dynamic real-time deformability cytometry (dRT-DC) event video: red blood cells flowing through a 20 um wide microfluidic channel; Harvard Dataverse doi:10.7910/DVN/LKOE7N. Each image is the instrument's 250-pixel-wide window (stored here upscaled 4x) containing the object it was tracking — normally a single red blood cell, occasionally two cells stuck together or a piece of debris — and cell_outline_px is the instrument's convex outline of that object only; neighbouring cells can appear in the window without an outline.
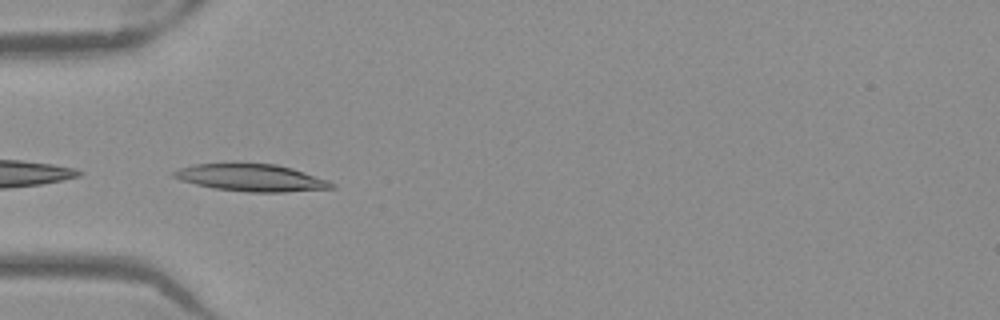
{"species": "Egyptian fruit bat (a non-hibernating species)", "species_latin": "Rousettus aegyptiacus", "temperature_condition": "warm", "stored_images_in_passage": 4, "camera_frame_rate_fps": 3000, "um_per_image_px": 0.085, "frame": {"image": 1, "passage_image": 2, "time_ms": 0.333, "image_size_px": [1000, 320], "cell_outline_px": [[336, 188], [284, 192], [248, 192], [212, 188], [180, 180], [172, 176], [172, 172], [180, 168], [196, 164], [232, 160], [276, 164], [292, 168], [328, 180], [336, 184]], "centroid_in_image_um": [21.33, 15.06], "position_along_channel_um": 63.7, "area_um2": 25.95}}